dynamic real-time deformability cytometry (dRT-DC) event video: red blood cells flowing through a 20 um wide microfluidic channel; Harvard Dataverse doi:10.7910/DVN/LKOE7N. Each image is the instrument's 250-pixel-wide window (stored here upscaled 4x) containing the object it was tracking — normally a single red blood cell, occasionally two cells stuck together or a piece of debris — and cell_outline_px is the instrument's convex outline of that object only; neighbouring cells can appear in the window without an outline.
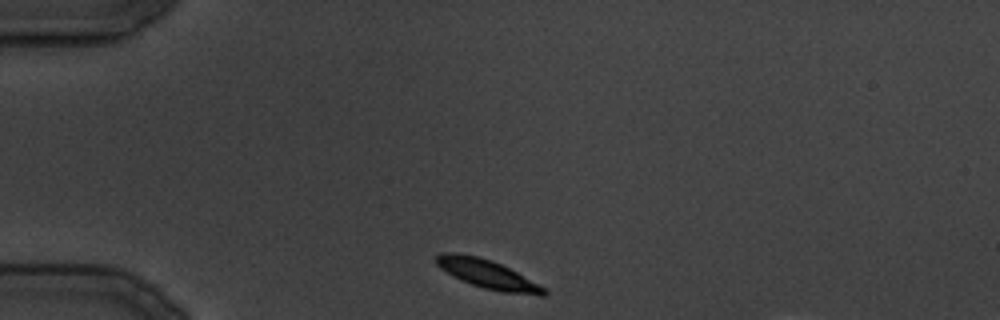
{"species": "common noctule bat (a hibernating species)", "species_latin": "Nyctalus noctula", "temperature_condition": "cold", "stored_images_in_passage": 28, "segment_of_instrument_passage": [1, 2], "camera_frame_rate_fps": 3000, "um_per_image_px": 0.085, "animal": {"sex": "male", "body_mass_g": 19.5, "forearm_length_mm": 54.6}, "frame": {"image": 1, "passage_image": 1, "time_ms": 0.0, "image_size_px": [1000, 320], "cell_outline_px": [[548, 292], [544, 296], [540, 296], [504, 292], [484, 288], [460, 280], [452, 276], [440, 268], [436, 264], [436, 256], [440, 252], [456, 252], [476, 256], [492, 260], [548, 288]], "centroid_in_image_um": [41.45, 23.31], "position_along_channel_um": 43.5, "area_um2": 18.15}}
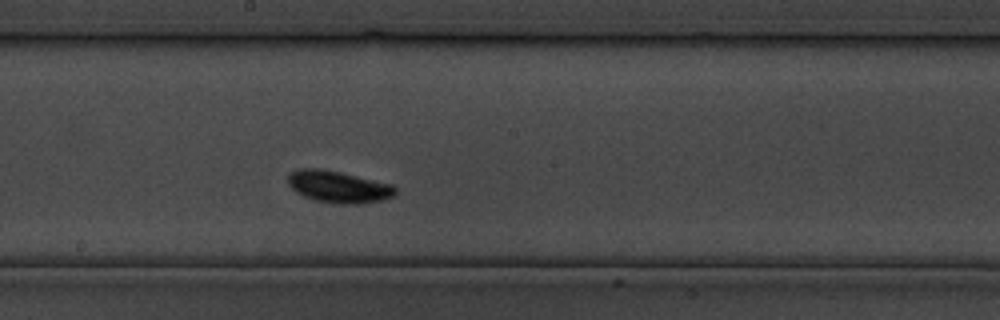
{"frame": {"image": 2, "passage_image": 12, "time_ms": 13.667, "image_size_px": [1000, 320], "cell_outline_px": [[396, 192], [392, 196], [380, 200], [364, 204], [340, 204], [316, 200], [304, 196], [296, 192], [288, 184], [288, 172], [296, 168], [320, 168], [340, 172], [392, 184], [396, 188]], "centroid_in_image_um": [28.73, 15.86], "position_along_channel_um": 219.5, "area_um2": 20.0}}
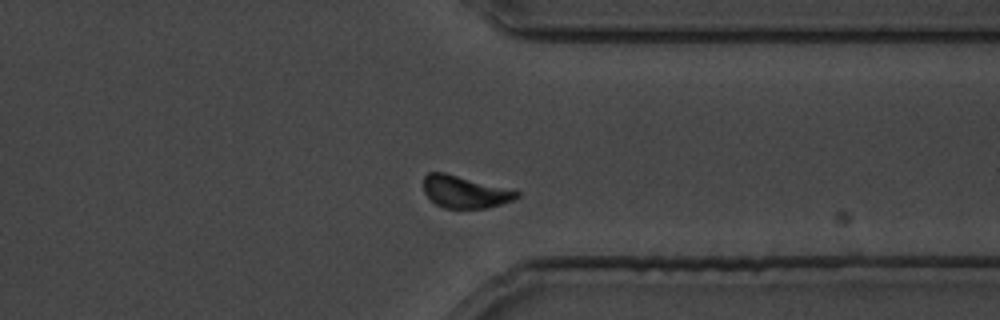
{"frame": {"image": 3, "passage_image": 20, "time_ms": 23.667, "image_size_px": [1000, 320], "cell_outline_px": [[520, 196], [512, 200], [500, 204], [484, 208], [444, 208], [436, 204], [424, 192], [424, 176], [428, 172], [444, 172], [520, 192]], "centroid_in_image_um": [39.48, 16.31], "position_along_channel_um": 371.9, "area_um2": 17.11}}